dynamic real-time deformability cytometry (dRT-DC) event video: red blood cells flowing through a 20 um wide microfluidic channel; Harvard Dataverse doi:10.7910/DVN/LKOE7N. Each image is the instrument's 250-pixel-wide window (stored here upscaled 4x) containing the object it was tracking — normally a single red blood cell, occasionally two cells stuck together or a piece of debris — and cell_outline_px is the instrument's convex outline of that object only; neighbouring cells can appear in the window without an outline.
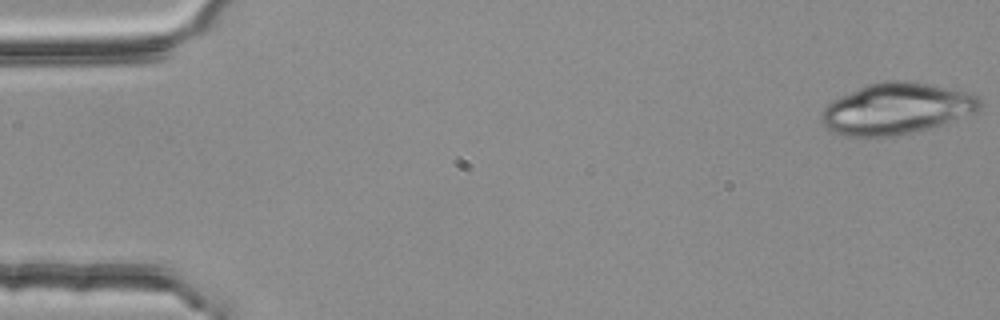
{"species": "common noctule bat (a hibernating species)", "species_latin": "Nyctalus noctula", "temperature_condition": "room temperature", "stored_images_in_passage": 54, "camera_frame_rate_fps": 3000, "um_per_image_px": 0.085, "animal": {"sex": "female", "body_mass_g": 25.1}, "frame": {"image": 1, "passage_image": 1, "time_ms": 0.0, "image_size_px": [1000, 320], "cell_outline_px": [[980, 108], [972, 112], [940, 124], [928, 128], [892, 136], [840, 136], [832, 132], [820, 120], [820, 112], [832, 100], [868, 84], [884, 80], [904, 80], [928, 84], [976, 96], [980, 100]], "centroid_in_image_um": [76.08, 9.24], "position_along_channel_um": 8.9, "area_um2": 46.24}}
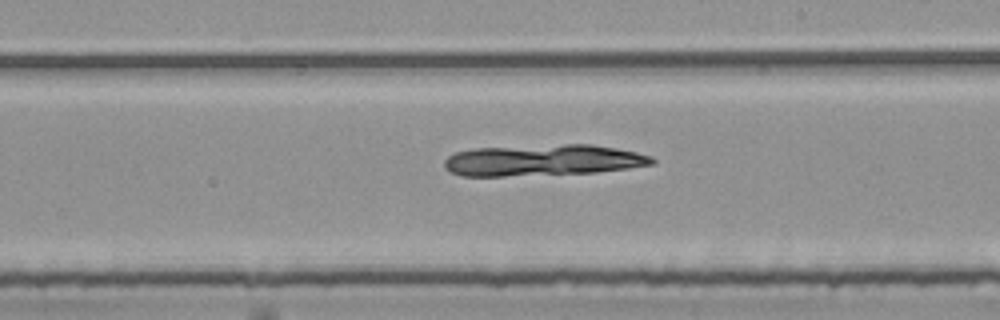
{"frame": {"image": 2, "passage_image": 31, "time_ms": 10.0, "image_size_px": [1000, 320], "cell_outline_px": [[656, 164], [628, 168], [596, 172], [504, 176], [460, 176], [448, 172], [444, 168], [444, 160], [448, 156], [456, 152], [476, 148], [564, 144], [592, 144], [616, 148], [636, 152], [652, 156], [656, 160]], "centroid_in_image_um": [46.15, 13.62], "position_along_channel_um": 242.9, "area_um2": 38.03}}
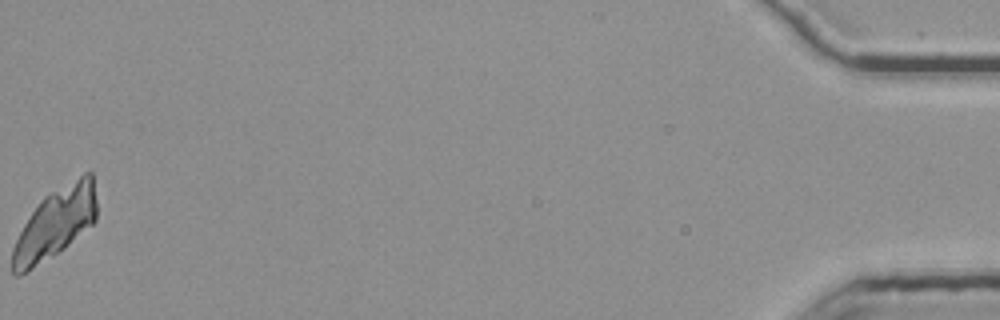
{"frame": {"image": 3, "passage_image": 54, "time_ms": 17.667, "image_size_px": [1000, 320], "cell_outline_px": [[96, 220], [92, 224], [64, 248], [20, 276], [12, 276], [12, 248], [24, 224], [40, 200], [44, 196], [84, 172], [92, 172], [96, 200]], "centroid_in_image_um": [4.69, 18.97], "position_along_channel_um": 430.5, "area_um2": 34.22}}